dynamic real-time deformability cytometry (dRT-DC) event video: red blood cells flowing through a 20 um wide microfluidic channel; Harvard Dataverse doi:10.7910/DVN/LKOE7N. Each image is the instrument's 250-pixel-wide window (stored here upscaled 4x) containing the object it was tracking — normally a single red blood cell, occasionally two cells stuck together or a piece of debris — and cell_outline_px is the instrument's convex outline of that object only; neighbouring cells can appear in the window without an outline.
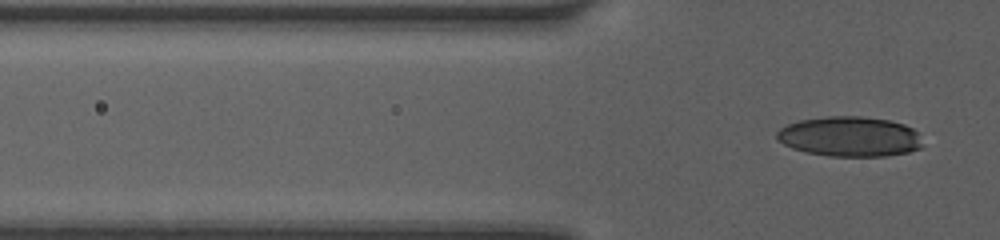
{"species": "human", "species_latin": "Homo sapiens", "temperature_condition": "room temperature", "stored_images_in_passage": 7, "segment_of_instrument_passage": [2, 2], "camera_frame_rate_fps": 3000, "um_per_image_px": 0.085, "donor": {"sex": "female"}, "frame": {"image": 1, "passage_image": 7, "time_ms": 6.0, "image_size_px": [1000, 240], "cell_outline_px": [[920, 148], [908, 152], [884, 156], [828, 156], [808, 152], [792, 148], [776, 140], [776, 132], [780, 128], [788, 124], [800, 120], [828, 116], [860, 116], [888, 120], [904, 124], [912, 128], [916, 132], [920, 144]], "centroid_in_image_um": [72.18, 11.6], "position_along_channel_um": 53.6, "area_um2": 33.76}}